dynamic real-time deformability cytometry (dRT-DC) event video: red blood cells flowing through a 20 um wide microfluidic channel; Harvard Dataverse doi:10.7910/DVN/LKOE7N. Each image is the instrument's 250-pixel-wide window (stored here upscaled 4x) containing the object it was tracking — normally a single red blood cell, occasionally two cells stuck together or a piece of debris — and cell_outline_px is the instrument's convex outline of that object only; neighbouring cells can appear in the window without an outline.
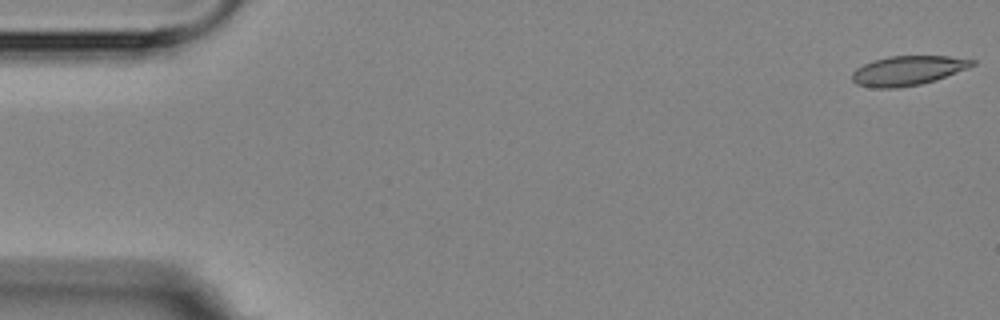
{"species": "Egyptian fruit bat (a non-hibernating species)", "species_latin": "Rousettus aegyptiacus", "temperature_condition": "room temperature", "stored_images_in_passage": 6, "camera_frame_rate_fps": 3000, "um_per_image_px": 0.085, "animal": {"sex": "female"}, "frame": {"image": 1, "passage_image": 1, "time_ms": 0.0, "image_size_px": [1000, 320], "cell_outline_px": [[976, 64], [968, 68], [936, 80], [920, 84], [896, 88], [872, 88], [856, 84], [852, 80], [852, 72], [856, 68], [872, 60], [888, 56], [948, 56], [976, 60]], "centroid_in_image_um": [77.15, 6.0], "position_along_channel_um": 7.9, "area_um2": 20.75}}
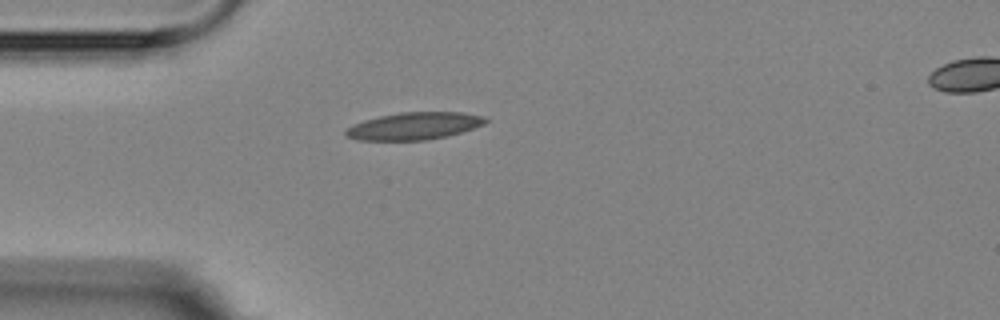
{"frame": {"image": 2, "passage_image": 5, "time_ms": 4.667, "image_size_px": [1000, 320], "cell_outline_px": [[488, 120], [484, 124], [448, 136], [428, 140], [360, 140], [344, 136], [344, 132], [352, 124], [364, 120], [380, 116], [400, 112], [464, 112], [484, 116]], "centroid_in_image_um": [35.19, 10.71], "position_along_channel_um": 49.8, "area_um2": 22.25}}